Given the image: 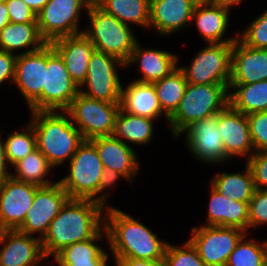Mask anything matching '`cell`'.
Listing matches in <instances>:
<instances>
[{"instance_id": "1", "label": "cell", "mask_w": 267, "mask_h": 266, "mask_svg": "<svg viewBox=\"0 0 267 266\" xmlns=\"http://www.w3.org/2000/svg\"><path fill=\"white\" fill-rule=\"evenodd\" d=\"M105 209L90 199L69 198L41 240L45 257L50 258L66 246L93 238L104 227Z\"/></svg>"}, {"instance_id": "2", "label": "cell", "mask_w": 267, "mask_h": 266, "mask_svg": "<svg viewBox=\"0 0 267 266\" xmlns=\"http://www.w3.org/2000/svg\"><path fill=\"white\" fill-rule=\"evenodd\" d=\"M104 228L114 258L163 261L168 242L160 239L137 218L115 206L107 205L104 212Z\"/></svg>"}, {"instance_id": "3", "label": "cell", "mask_w": 267, "mask_h": 266, "mask_svg": "<svg viewBox=\"0 0 267 266\" xmlns=\"http://www.w3.org/2000/svg\"><path fill=\"white\" fill-rule=\"evenodd\" d=\"M30 123L36 134L37 149L53 167L66 163L84 142L82 133L65 111H31Z\"/></svg>"}, {"instance_id": "4", "label": "cell", "mask_w": 267, "mask_h": 266, "mask_svg": "<svg viewBox=\"0 0 267 266\" xmlns=\"http://www.w3.org/2000/svg\"><path fill=\"white\" fill-rule=\"evenodd\" d=\"M229 84H189L175 113L168 119L177 139L192 123L218 114L228 104Z\"/></svg>"}, {"instance_id": "5", "label": "cell", "mask_w": 267, "mask_h": 266, "mask_svg": "<svg viewBox=\"0 0 267 266\" xmlns=\"http://www.w3.org/2000/svg\"><path fill=\"white\" fill-rule=\"evenodd\" d=\"M85 13L90 21L88 29L85 27L82 33L90 40L95 50L126 63L138 42L131 26L105 12L94 1Z\"/></svg>"}, {"instance_id": "6", "label": "cell", "mask_w": 267, "mask_h": 266, "mask_svg": "<svg viewBox=\"0 0 267 266\" xmlns=\"http://www.w3.org/2000/svg\"><path fill=\"white\" fill-rule=\"evenodd\" d=\"M68 163L70 172L59 182L69 198L98 202L99 182L104 167L95 145L90 140H84Z\"/></svg>"}, {"instance_id": "7", "label": "cell", "mask_w": 267, "mask_h": 266, "mask_svg": "<svg viewBox=\"0 0 267 266\" xmlns=\"http://www.w3.org/2000/svg\"><path fill=\"white\" fill-rule=\"evenodd\" d=\"M120 103L92 99L82 93L72 100L65 112L85 140L112 136Z\"/></svg>"}, {"instance_id": "8", "label": "cell", "mask_w": 267, "mask_h": 266, "mask_svg": "<svg viewBox=\"0 0 267 266\" xmlns=\"http://www.w3.org/2000/svg\"><path fill=\"white\" fill-rule=\"evenodd\" d=\"M78 93L79 86L71 79L62 58L47 43L45 85L29 111H65Z\"/></svg>"}, {"instance_id": "9", "label": "cell", "mask_w": 267, "mask_h": 266, "mask_svg": "<svg viewBox=\"0 0 267 266\" xmlns=\"http://www.w3.org/2000/svg\"><path fill=\"white\" fill-rule=\"evenodd\" d=\"M119 66L125 68L126 64L112 55L94 50L89 60L86 79L79 87V92L92 99L120 103L124 86L118 76Z\"/></svg>"}, {"instance_id": "10", "label": "cell", "mask_w": 267, "mask_h": 266, "mask_svg": "<svg viewBox=\"0 0 267 266\" xmlns=\"http://www.w3.org/2000/svg\"><path fill=\"white\" fill-rule=\"evenodd\" d=\"M233 43H207L189 66H178L189 84H229Z\"/></svg>"}, {"instance_id": "11", "label": "cell", "mask_w": 267, "mask_h": 266, "mask_svg": "<svg viewBox=\"0 0 267 266\" xmlns=\"http://www.w3.org/2000/svg\"><path fill=\"white\" fill-rule=\"evenodd\" d=\"M93 0H49L37 14L41 37L50 43L64 36L81 34V10L87 11Z\"/></svg>"}, {"instance_id": "12", "label": "cell", "mask_w": 267, "mask_h": 266, "mask_svg": "<svg viewBox=\"0 0 267 266\" xmlns=\"http://www.w3.org/2000/svg\"><path fill=\"white\" fill-rule=\"evenodd\" d=\"M189 241L206 266H225L240 239L247 234L237 227L194 226Z\"/></svg>"}, {"instance_id": "13", "label": "cell", "mask_w": 267, "mask_h": 266, "mask_svg": "<svg viewBox=\"0 0 267 266\" xmlns=\"http://www.w3.org/2000/svg\"><path fill=\"white\" fill-rule=\"evenodd\" d=\"M68 199L69 196L59 181L39 187L23 224L17 230L34 237L35 234H39L38 238L42 240L48 232L50 223Z\"/></svg>"}, {"instance_id": "14", "label": "cell", "mask_w": 267, "mask_h": 266, "mask_svg": "<svg viewBox=\"0 0 267 266\" xmlns=\"http://www.w3.org/2000/svg\"><path fill=\"white\" fill-rule=\"evenodd\" d=\"M188 150L204 164H222L231 160L226 154L218 129V114L192 123L183 132Z\"/></svg>"}, {"instance_id": "15", "label": "cell", "mask_w": 267, "mask_h": 266, "mask_svg": "<svg viewBox=\"0 0 267 266\" xmlns=\"http://www.w3.org/2000/svg\"><path fill=\"white\" fill-rule=\"evenodd\" d=\"M38 188L12 176L0 183V225L5 230H17L23 224Z\"/></svg>"}, {"instance_id": "16", "label": "cell", "mask_w": 267, "mask_h": 266, "mask_svg": "<svg viewBox=\"0 0 267 266\" xmlns=\"http://www.w3.org/2000/svg\"><path fill=\"white\" fill-rule=\"evenodd\" d=\"M218 129L224 144L225 154L249 159L254 153L247 115L236 111L229 104L218 113Z\"/></svg>"}, {"instance_id": "17", "label": "cell", "mask_w": 267, "mask_h": 266, "mask_svg": "<svg viewBox=\"0 0 267 266\" xmlns=\"http://www.w3.org/2000/svg\"><path fill=\"white\" fill-rule=\"evenodd\" d=\"M47 67V44L40 50L17 55L15 67L16 85L30 107L42 94Z\"/></svg>"}, {"instance_id": "18", "label": "cell", "mask_w": 267, "mask_h": 266, "mask_svg": "<svg viewBox=\"0 0 267 266\" xmlns=\"http://www.w3.org/2000/svg\"><path fill=\"white\" fill-rule=\"evenodd\" d=\"M198 2V0H150L148 28H152V31L154 28L156 34L161 36H169L184 30L192 24L193 11Z\"/></svg>"}, {"instance_id": "19", "label": "cell", "mask_w": 267, "mask_h": 266, "mask_svg": "<svg viewBox=\"0 0 267 266\" xmlns=\"http://www.w3.org/2000/svg\"><path fill=\"white\" fill-rule=\"evenodd\" d=\"M45 258L38 237L18 230L4 231L0 241V266H38L44 264Z\"/></svg>"}, {"instance_id": "20", "label": "cell", "mask_w": 267, "mask_h": 266, "mask_svg": "<svg viewBox=\"0 0 267 266\" xmlns=\"http://www.w3.org/2000/svg\"><path fill=\"white\" fill-rule=\"evenodd\" d=\"M96 147L104 169H113L133 183L138 175L139 158L129 144L112 136L97 137L90 140Z\"/></svg>"}, {"instance_id": "21", "label": "cell", "mask_w": 267, "mask_h": 266, "mask_svg": "<svg viewBox=\"0 0 267 266\" xmlns=\"http://www.w3.org/2000/svg\"><path fill=\"white\" fill-rule=\"evenodd\" d=\"M267 80V49L233 43L231 78L229 84H250Z\"/></svg>"}, {"instance_id": "22", "label": "cell", "mask_w": 267, "mask_h": 266, "mask_svg": "<svg viewBox=\"0 0 267 266\" xmlns=\"http://www.w3.org/2000/svg\"><path fill=\"white\" fill-rule=\"evenodd\" d=\"M62 58L71 79L80 87L86 79L90 57L95 47L83 34L64 36L50 42Z\"/></svg>"}, {"instance_id": "23", "label": "cell", "mask_w": 267, "mask_h": 266, "mask_svg": "<svg viewBox=\"0 0 267 266\" xmlns=\"http://www.w3.org/2000/svg\"><path fill=\"white\" fill-rule=\"evenodd\" d=\"M178 59L176 53L158 49H143L139 41L132 50L129 60L125 63L127 66L138 64L142 74L140 78L134 79L143 83H154L169 75L178 67Z\"/></svg>"}, {"instance_id": "24", "label": "cell", "mask_w": 267, "mask_h": 266, "mask_svg": "<svg viewBox=\"0 0 267 266\" xmlns=\"http://www.w3.org/2000/svg\"><path fill=\"white\" fill-rule=\"evenodd\" d=\"M229 14L230 9L226 7L199 1L194 8L191 23L195 22L200 36L207 43H234L239 32L236 36L224 39L229 25Z\"/></svg>"}, {"instance_id": "25", "label": "cell", "mask_w": 267, "mask_h": 266, "mask_svg": "<svg viewBox=\"0 0 267 266\" xmlns=\"http://www.w3.org/2000/svg\"><path fill=\"white\" fill-rule=\"evenodd\" d=\"M210 188L205 226L237 227L249 233L248 203L228 199L212 185Z\"/></svg>"}, {"instance_id": "26", "label": "cell", "mask_w": 267, "mask_h": 266, "mask_svg": "<svg viewBox=\"0 0 267 266\" xmlns=\"http://www.w3.org/2000/svg\"><path fill=\"white\" fill-rule=\"evenodd\" d=\"M120 108L128 113L157 120L163 113L153 83L132 80L121 92Z\"/></svg>"}, {"instance_id": "27", "label": "cell", "mask_w": 267, "mask_h": 266, "mask_svg": "<svg viewBox=\"0 0 267 266\" xmlns=\"http://www.w3.org/2000/svg\"><path fill=\"white\" fill-rule=\"evenodd\" d=\"M104 238L107 241L103 227L93 238L64 247L52 263L56 262L58 266H107L109 254L96 243Z\"/></svg>"}, {"instance_id": "28", "label": "cell", "mask_w": 267, "mask_h": 266, "mask_svg": "<svg viewBox=\"0 0 267 266\" xmlns=\"http://www.w3.org/2000/svg\"><path fill=\"white\" fill-rule=\"evenodd\" d=\"M45 44L47 42L41 37L37 23L10 22L0 31V50L8 53L27 54L40 50ZM22 49L27 50L21 52Z\"/></svg>"}, {"instance_id": "29", "label": "cell", "mask_w": 267, "mask_h": 266, "mask_svg": "<svg viewBox=\"0 0 267 266\" xmlns=\"http://www.w3.org/2000/svg\"><path fill=\"white\" fill-rule=\"evenodd\" d=\"M228 89L229 105L236 111L245 115L267 111V80L229 84Z\"/></svg>"}, {"instance_id": "30", "label": "cell", "mask_w": 267, "mask_h": 266, "mask_svg": "<svg viewBox=\"0 0 267 266\" xmlns=\"http://www.w3.org/2000/svg\"><path fill=\"white\" fill-rule=\"evenodd\" d=\"M242 172L216 174L211 184L228 199L249 203L255 191L254 176L247 162Z\"/></svg>"}, {"instance_id": "31", "label": "cell", "mask_w": 267, "mask_h": 266, "mask_svg": "<svg viewBox=\"0 0 267 266\" xmlns=\"http://www.w3.org/2000/svg\"><path fill=\"white\" fill-rule=\"evenodd\" d=\"M154 121V119L125 112L120 108L116 116L113 136L126 144L128 142L132 145L148 144L153 140Z\"/></svg>"}, {"instance_id": "32", "label": "cell", "mask_w": 267, "mask_h": 266, "mask_svg": "<svg viewBox=\"0 0 267 266\" xmlns=\"http://www.w3.org/2000/svg\"><path fill=\"white\" fill-rule=\"evenodd\" d=\"M105 12L127 25L147 28L150 18V0H93Z\"/></svg>"}, {"instance_id": "33", "label": "cell", "mask_w": 267, "mask_h": 266, "mask_svg": "<svg viewBox=\"0 0 267 266\" xmlns=\"http://www.w3.org/2000/svg\"><path fill=\"white\" fill-rule=\"evenodd\" d=\"M153 85L163 113L170 118L177 110L188 85L184 72L177 67Z\"/></svg>"}, {"instance_id": "34", "label": "cell", "mask_w": 267, "mask_h": 266, "mask_svg": "<svg viewBox=\"0 0 267 266\" xmlns=\"http://www.w3.org/2000/svg\"><path fill=\"white\" fill-rule=\"evenodd\" d=\"M13 167L15 172H13L11 176L16 180L33 184L38 187L48 186L55 183L53 180L50 181L51 179H47V176H49L48 174L52 171L53 167L49 164L46 156L39 149H35Z\"/></svg>"}, {"instance_id": "35", "label": "cell", "mask_w": 267, "mask_h": 266, "mask_svg": "<svg viewBox=\"0 0 267 266\" xmlns=\"http://www.w3.org/2000/svg\"><path fill=\"white\" fill-rule=\"evenodd\" d=\"M247 236L249 233L237 243L225 266H267V240L258 242Z\"/></svg>"}, {"instance_id": "36", "label": "cell", "mask_w": 267, "mask_h": 266, "mask_svg": "<svg viewBox=\"0 0 267 266\" xmlns=\"http://www.w3.org/2000/svg\"><path fill=\"white\" fill-rule=\"evenodd\" d=\"M20 131H12L4 140L5 153L11 167L37 149L33 125L28 122Z\"/></svg>"}, {"instance_id": "37", "label": "cell", "mask_w": 267, "mask_h": 266, "mask_svg": "<svg viewBox=\"0 0 267 266\" xmlns=\"http://www.w3.org/2000/svg\"><path fill=\"white\" fill-rule=\"evenodd\" d=\"M163 263L164 266H206L189 240L181 247L168 242Z\"/></svg>"}, {"instance_id": "38", "label": "cell", "mask_w": 267, "mask_h": 266, "mask_svg": "<svg viewBox=\"0 0 267 266\" xmlns=\"http://www.w3.org/2000/svg\"><path fill=\"white\" fill-rule=\"evenodd\" d=\"M240 33L238 39L244 45L257 49H267V10Z\"/></svg>"}, {"instance_id": "39", "label": "cell", "mask_w": 267, "mask_h": 266, "mask_svg": "<svg viewBox=\"0 0 267 266\" xmlns=\"http://www.w3.org/2000/svg\"><path fill=\"white\" fill-rule=\"evenodd\" d=\"M255 152L267 151V111L247 115Z\"/></svg>"}, {"instance_id": "40", "label": "cell", "mask_w": 267, "mask_h": 266, "mask_svg": "<svg viewBox=\"0 0 267 266\" xmlns=\"http://www.w3.org/2000/svg\"><path fill=\"white\" fill-rule=\"evenodd\" d=\"M249 229L267 224V190L255 189L248 203Z\"/></svg>"}, {"instance_id": "41", "label": "cell", "mask_w": 267, "mask_h": 266, "mask_svg": "<svg viewBox=\"0 0 267 266\" xmlns=\"http://www.w3.org/2000/svg\"><path fill=\"white\" fill-rule=\"evenodd\" d=\"M246 162L252 170L255 189L267 190V151L255 152Z\"/></svg>"}, {"instance_id": "42", "label": "cell", "mask_w": 267, "mask_h": 266, "mask_svg": "<svg viewBox=\"0 0 267 266\" xmlns=\"http://www.w3.org/2000/svg\"><path fill=\"white\" fill-rule=\"evenodd\" d=\"M11 23H37L36 13L23 0H5Z\"/></svg>"}, {"instance_id": "43", "label": "cell", "mask_w": 267, "mask_h": 266, "mask_svg": "<svg viewBox=\"0 0 267 266\" xmlns=\"http://www.w3.org/2000/svg\"><path fill=\"white\" fill-rule=\"evenodd\" d=\"M125 178L122 174L113 169H104L103 173L101 174L100 182H99V193H98V203H100L103 207L107 204V199L110 196V193H107L106 189H112L114 184L118 179ZM106 191V192H105ZM105 193V194H103ZM102 194V195H101Z\"/></svg>"}, {"instance_id": "44", "label": "cell", "mask_w": 267, "mask_h": 266, "mask_svg": "<svg viewBox=\"0 0 267 266\" xmlns=\"http://www.w3.org/2000/svg\"><path fill=\"white\" fill-rule=\"evenodd\" d=\"M16 58L17 55L0 50V86L6 81L14 83Z\"/></svg>"}, {"instance_id": "45", "label": "cell", "mask_w": 267, "mask_h": 266, "mask_svg": "<svg viewBox=\"0 0 267 266\" xmlns=\"http://www.w3.org/2000/svg\"><path fill=\"white\" fill-rule=\"evenodd\" d=\"M115 266H164L163 261H150L134 258H113Z\"/></svg>"}, {"instance_id": "46", "label": "cell", "mask_w": 267, "mask_h": 266, "mask_svg": "<svg viewBox=\"0 0 267 266\" xmlns=\"http://www.w3.org/2000/svg\"><path fill=\"white\" fill-rule=\"evenodd\" d=\"M3 141L4 140L2 139V136L0 134V183H2L12 175L7 169L10 167V164L7 160Z\"/></svg>"}, {"instance_id": "47", "label": "cell", "mask_w": 267, "mask_h": 266, "mask_svg": "<svg viewBox=\"0 0 267 266\" xmlns=\"http://www.w3.org/2000/svg\"><path fill=\"white\" fill-rule=\"evenodd\" d=\"M208 3L215 6L226 7L231 10L233 6L240 5L244 0H206Z\"/></svg>"}, {"instance_id": "48", "label": "cell", "mask_w": 267, "mask_h": 266, "mask_svg": "<svg viewBox=\"0 0 267 266\" xmlns=\"http://www.w3.org/2000/svg\"><path fill=\"white\" fill-rule=\"evenodd\" d=\"M10 23L8 10L5 1L0 3V31Z\"/></svg>"}, {"instance_id": "49", "label": "cell", "mask_w": 267, "mask_h": 266, "mask_svg": "<svg viewBox=\"0 0 267 266\" xmlns=\"http://www.w3.org/2000/svg\"><path fill=\"white\" fill-rule=\"evenodd\" d=\"M36 15L42 10L49 0H23Z\"/></svg>"}, {"instance_id": "50", "label": "cell", "mask_w": 267, "mask_h": 266, "mask_svg": "<svg viewBox=\"0 0 267 266\" xmlns=\"http://www.w3.org/2000/svg\"><path fill=\"white\" fill-rule=\"evenodd\" d=\"M4 231H5V229L0 225V241H1V238H2Z\"/></svg>"}]
</instances>
